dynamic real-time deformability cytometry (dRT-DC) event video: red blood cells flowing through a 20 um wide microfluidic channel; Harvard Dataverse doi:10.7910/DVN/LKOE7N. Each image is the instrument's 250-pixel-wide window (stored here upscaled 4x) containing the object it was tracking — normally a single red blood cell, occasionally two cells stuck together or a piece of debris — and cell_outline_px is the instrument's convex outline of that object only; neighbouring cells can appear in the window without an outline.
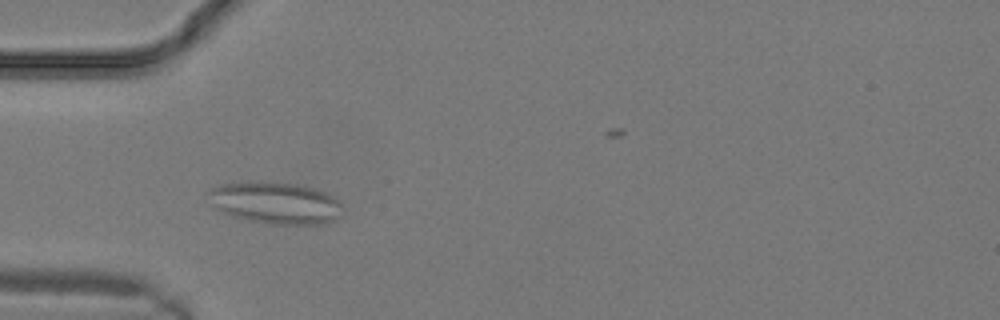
{"species": "common noctule bat (a hibernating species)", "species_latin": "Nyctalus noctula", "temperature_condition": "warm", "stored_images_in_passage": 9, "camera_frame_rate_fps": 3000, "um_per_image_px": 0.085, "animal": {"sex": "male", "body_mass_g": 19.2, "forearm_length_mm": 51.8}, "frame": {"image": 1, "passage_image": 5, "time_ms": 1.333, "image_size_px": [1000, 320], "cell_outline_px": [[340, 204], [336, 220], [320, 224], [272, 224], [248, 220], [224, 212], [212, 204], [208, 192], [212, 188], [220, 184], [248, 180], [256, 180], [296, 184], [316, 188], [332, 196]], "centroid_in_image_um": [23.38, 17.21], "position_along_channel_um": 61.6, "area_um2": 32.48}}
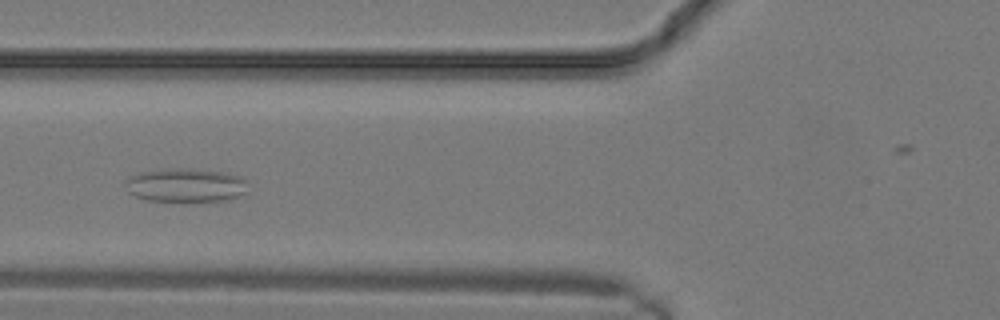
{"frame": {"image": 2, "passage_image": 7, "time_ms": 2.0, "image_size_px": [1000, 320], "cell_outline_px": [[248, 192], [232, 200], [148, 200], [136, 196], [128, 192], [124, 184], [124, 180], [128, 176], [140, 172], [172, 168], [188, 168], [224, 172], [240, 176], [248, 180]], "centroid_in_image_um": [15.82, 15.72], "position_along_channel_um": 110.0, "area_um2": 24.28}}